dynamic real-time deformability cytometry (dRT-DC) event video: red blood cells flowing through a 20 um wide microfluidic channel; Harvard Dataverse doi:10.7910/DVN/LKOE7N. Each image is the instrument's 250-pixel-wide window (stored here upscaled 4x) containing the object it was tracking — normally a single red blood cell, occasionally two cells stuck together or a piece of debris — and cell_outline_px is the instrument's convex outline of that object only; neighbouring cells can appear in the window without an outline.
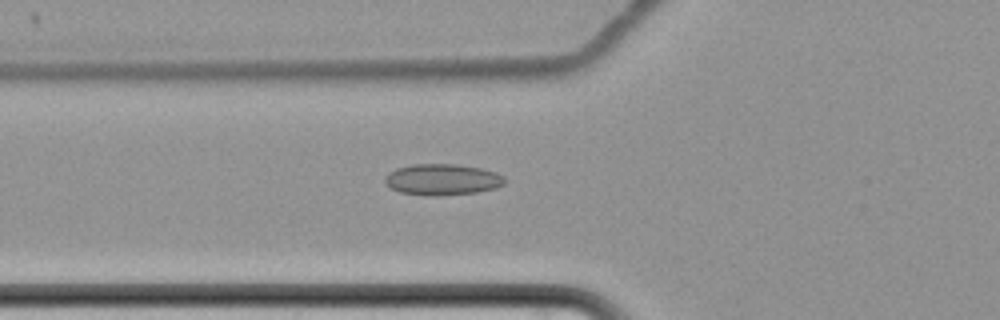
{"species": "common noctule bat (a hibernating species)", "species_latin": "Nyctalus noctula", "temperature_condition": "cold", "stored_images_in_passage": 40, "camera_frame_rate_fps": 3000, "um_per_image_px": 0.085, "animal": {"sex": "female", "body_mass_g": 22.7, "forearm_length_mm": 54.2}, "frame": {"image": 1, "passage_image": 2, "time_ms": 0.333, "image_size_px": [1000, 320], "cell_outline_px": [[504, 184], [496, 188], [476, 192], [436, 196], [428, 196], [400, 192], [392, 188], [384, 180], [396, 168], [412, 164], [456, 164], [480, 168], [496, 172], [504, 176]], "centroid_in_image_um": [37.64, 15.26], "position_along_channel_um": 88.2, "area_um2": 21.56}}
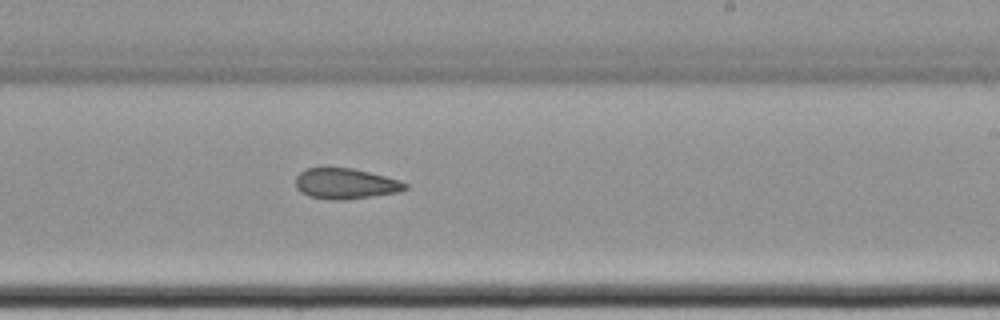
{"frame": {"image": 2, "passage_image": 17, "time_ms": 5.333, "image_size_px": [1000, 320], "cell_outline_px": [[408, 188], [400, 192], [344, 200], [332, 200], [308, 196], [300, 192], [296, 188], [296, 176], [300, 172], [308, 168], [352, 168], [400, 180], [408, 184]], "centroid_in_image_um": [29.37, 15.62], "position_along_channel_um": 259.6, "area_um2": 19.54}}
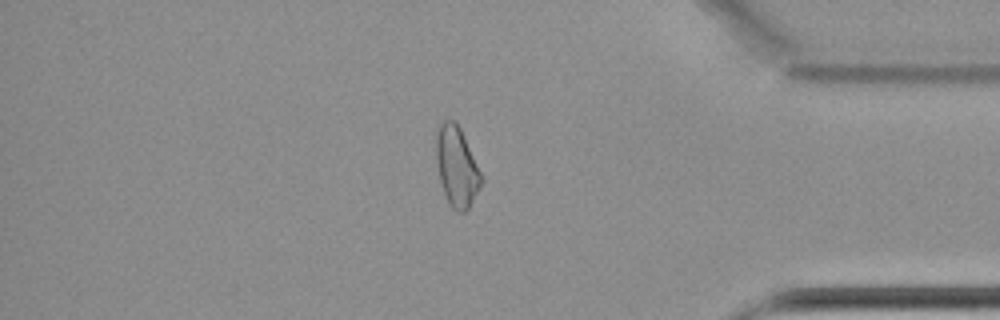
{"frame": {"image": 3, "passage_image": 31, "time_ms": 10.0, "image_size_px": [1000, 320], "cell_outline_px": [[484, 180], [468, 208], [464, 212], [456, 212], [448, 204], [440, 180], [436, 160], [436, 136], [440, 124], [444, 120], [452, 120], [460, 128]], "centroid_in_image_um": [38.81, 14.19], "position_along_channel_um": 396.4, "area_um2": 20.69}}